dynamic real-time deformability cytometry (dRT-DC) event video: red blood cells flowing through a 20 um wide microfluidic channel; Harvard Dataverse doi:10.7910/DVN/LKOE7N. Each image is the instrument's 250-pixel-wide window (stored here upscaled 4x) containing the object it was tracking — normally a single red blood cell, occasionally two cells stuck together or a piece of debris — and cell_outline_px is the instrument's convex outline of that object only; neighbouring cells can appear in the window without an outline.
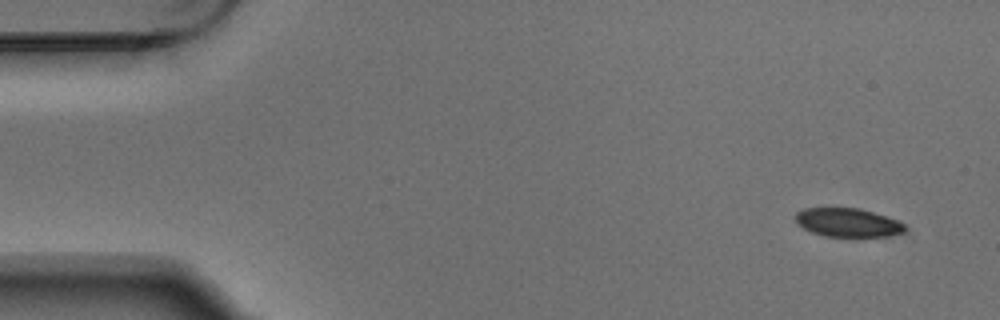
{"species": "Egyptian fruit bat (a non-hibernating species)", "species_latin": "Rousettus aegyptiacus", "temperature_condition": "warm", "stored_images_in_passage": 5, "camera_frame_rate_fps": 3000, "um_per_image_px": 0.085, "animal": {"sex": "male"}, "frame": {"image": 1, "passage_image": 1, "time_ms": 0.0, "image_size_px": [1000, 320], "cell_outline_px": [[904, 232], [892, 236], [824, 236], [812, 232], [804, 228], [796, 220], [796, 212], [804, 208], [860, 208], [896, 220], [904, 224]], "centroid_in_image_um": [72.06, 18.91], "position_along_channel_um": 12.9, "area_um2": 17.98}}
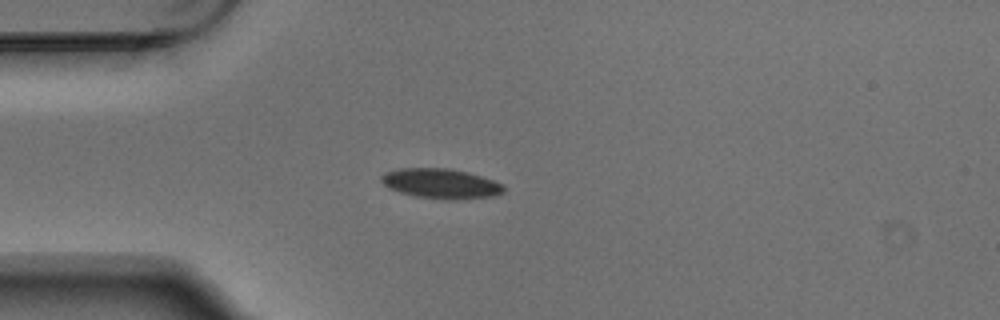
{"frame": {"image": 2, "passage_image": 4, "time_ms": 1.0, "image_size_px": [1000, 320], "cell_outline_px": [[504, 192], [496, 196], [464, 200], [448, 200], [416, 196], [400, 192], [388, 188], [380, 180], [380, 176], [384, 172], [400, 168], [448, 168], [468, 172], [504, 184]], "centroid_in_image_um": [37.49, 15.61], "position_along_channel_um": 47.5, "area_um2": 21.62}}